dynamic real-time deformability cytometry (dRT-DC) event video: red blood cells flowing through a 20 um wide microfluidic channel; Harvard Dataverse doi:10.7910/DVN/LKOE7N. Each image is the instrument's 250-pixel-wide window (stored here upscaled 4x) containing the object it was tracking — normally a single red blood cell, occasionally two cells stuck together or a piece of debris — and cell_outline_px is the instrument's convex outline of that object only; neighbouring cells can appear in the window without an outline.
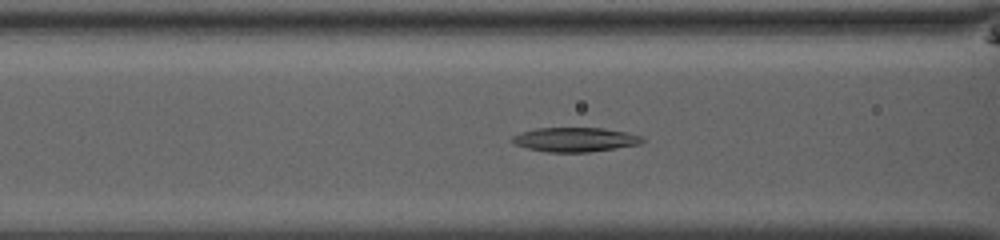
{"species": "common noctule bat (a hibernating species)", "species_latin": "Nyctalus noctula", "temperature_condition": "room temperature", "stored_images_in_passage": 35, "camera_frame_rate_fps": 3000, "um_per_image_px": 0.085, "animal": {"sex": "male", "body_mass_g": 13.0, "forearm_length_mm": 53.1}, "frame": {"image": 1, "passage_image": 6, "time_ms": 1.667, "image_size_px": [1000, 240], "cell_outline_px": [[644, 140], [640, 144], [588, 152], [548, 152], [528, 148], [512, 144], [512, 136], [520, 132], [536, 128], [600, 128], [628, 132], [644, 136]], "centroid_in_image_um": [48.87, 11.86], "position_along_channel_um": 117.7, "area_um2": 18.44}}
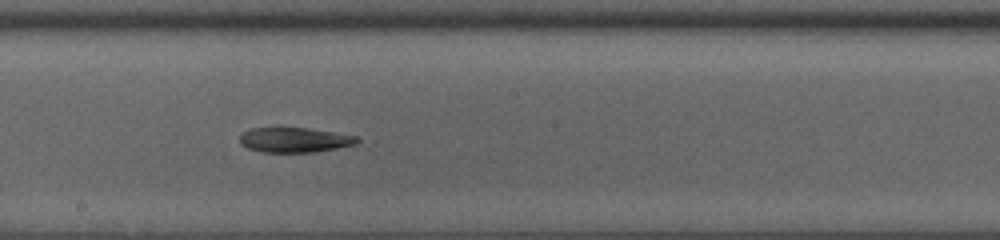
{"frame": {"image": 2, "passage_image": 14, "time_ms": 4.333, "image_size_px": [1000, 240], "cell_outline_px": [[360, 140], [356, 144], [316, 152], [260, 152], [248, 148], [240, 144], [240, 136], [244, 132], [252, 128], [308, 128], [356, 136]], "centroid_in_image_um": [25.03, 11.9], "position_along_channel_um": 223.2, "area_um2": 16.88}}
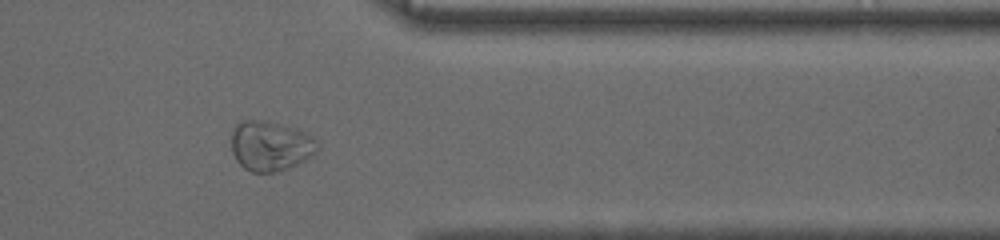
{"frame": {"image": 3, "passage_image": 27, "time_ms": 8.667, "image_size_px": [1000, 240], "cell_outline_px": [[320, 148], [312, 156], [288, 168], [272, 172], [252, 172], [244, 168], [236, 160], [232, 152], [232, 128], [240, 120], [260, 120], [280, 124], [296, 128], [312, 136], [320, 144]], "centroid_in_image_um": [22.99, 12.39], "position_along_channel_um": 388.4, "area_um2": 25.14}, "authors_computed_cell_mechanics": {"area_um2": 18.4382, "velocity_mm_per_s": 3.9315, "shape_relaxation_time_tau1_ms": null, "shape_relaxation_time_tau2_ms": 8.7051, "deformation_change_tau1": null, "deformation_change_tau2": 0.1207}}